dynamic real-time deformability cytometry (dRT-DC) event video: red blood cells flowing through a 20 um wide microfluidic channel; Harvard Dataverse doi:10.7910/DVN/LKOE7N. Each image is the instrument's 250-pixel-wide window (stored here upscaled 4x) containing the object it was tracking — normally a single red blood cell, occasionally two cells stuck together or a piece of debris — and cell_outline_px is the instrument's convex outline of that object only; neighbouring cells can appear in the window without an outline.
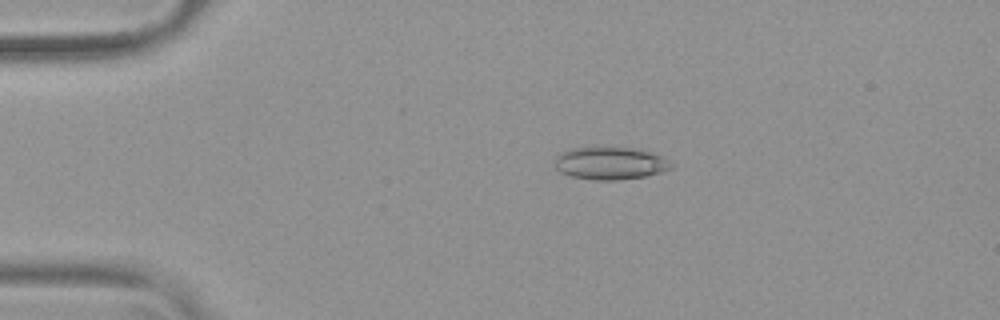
{"species": "common noctule bat (a hibernating species)", "species_latin": "Nyctalus noctula", "temperature_condition": "warm", "stored_images_in_passage": 54, "camera_frame_rate_fps": 3000, "um_per_image_px": 0.085, "animal": {"sex": "female", "body_mass_g": 19.9}, "frame": {"image": 1, "passage_image": 12, "time_ms": 3.667, "image_size_px": [1000, 320], "cell_outline_px": [[672, 168], [648, 176], [616, 180], [592, 180], [572, 176], [560, 172], [552, 164], [556, 156], [560, 152], [572, 148], [600, 144], [632, 148], [652, 152], [668, 160], [672, 164]], "centroid_in_image_um": [51.8, 13.83], "position_along_channel_um": 33.2, "area_um2": 22.95}}
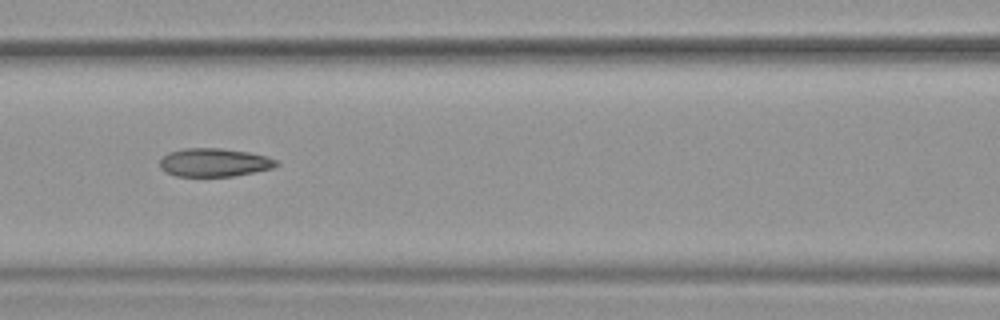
{"frame": {"image": 2, "passage_image": 25, "time_ms": 8.0, "image_size_px": [1000, 320], "cell_outline_px": [[280, 164], [272, 168], [236, 176], [176, 176], [164, 172], [160, 168], [160, 160], [168, 152], [184, 148], [220, 148], [248, 152], [268, 156], [276, 160]], "centroid_in_image_um": [18.2, 13.81], "position_along_channel_um": 148.4, "area_um2": 19.36}}
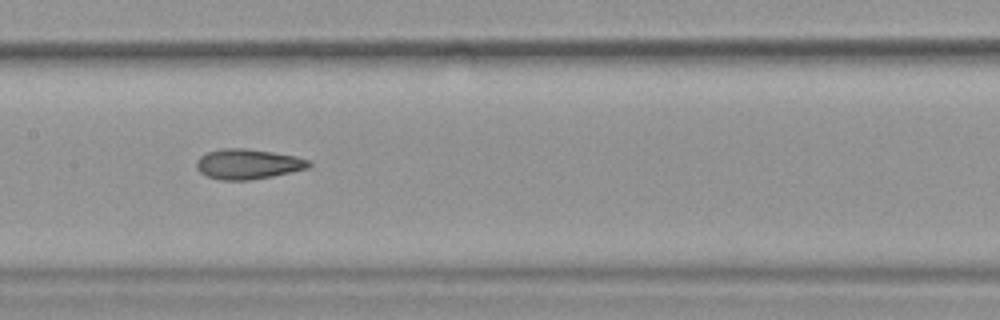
{"frame": {"image": 3, "passage_image": 28, "time_ms": 9.0, "image_size_px": [1000, 320], "cell_outline_px": [[312, 164], [308, 168], [272, 176], [248, 180], [220, 180], [208, 176], [200, 172], [196, 168], [196, 160], [200, 156], [208, 152], [220, 148], [244, 148], [272, 152], [296, 156], [308, 160]], "centroid_in_image_um": [21.04, 13.94], "position_along_channel_um": 186.4, "area_um2": 19.65}, "authors_computed_cell_mechanics": {"area_um2": 20.5479, "velocity_mm_per_s": 3.8085, "shape_relaxation_time_tau1_ms": null, "shape_relaxation_time_tau2_ms": 2.9, "deformation_change_tau1": null, "deformation_change_tau2": 0.1142}}